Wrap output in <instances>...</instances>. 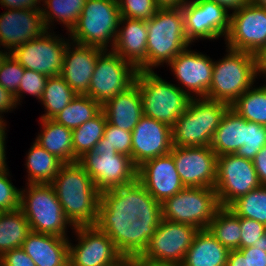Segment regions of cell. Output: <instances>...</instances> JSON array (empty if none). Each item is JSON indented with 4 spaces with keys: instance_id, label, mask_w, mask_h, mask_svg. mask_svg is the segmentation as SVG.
<instances>
[{
    "instance_id": "f35d334b",
    "label": "cell",
    "mask_w": 266,
    "mask_h": 266,
    "mask_svg": "<svg viewBox=\"0 0 266 266\" xmlns=\"http://www.w3.org/2000/svg\"><path fill=\"white\" fill-rule=\"evenodd\" d=\"M47 80L48 77L44 74L24 68V74L19 84L18 91L14 95L18 107L22 106L26 96H32L39 102L42 98Z\"/></svg>"
},
{
    "instance_id": "7bdbcfd3",
    "label": "cell",
    "mask_w": 266,
    "mask_h": 266,
    "mask_svg": "<svg viewBox=\"0 0 266 266\" xmlns=\"http://www.w3.org/2000/svg\"><path fill=\"white\" fill-rule=\"evenodd\" d=\"M101 144H108L117 153L125 154L132 160V132L122 130L107 122L104 135L99 141Z\"/></svg>"
},
{
    "instance_id": "3957f363",
    "label": "cell",
    "mask_w": 266,
    "mask_h": 266,
    "mask_svg": "<svg viewBox=\"0 0 266 266\" xmlns=\"http://www.w3.org/2000/svg\"><path fill=\"white\" fill-rule=\"evenodd\" d=\"M225 53L214 58L212 80L207 99L231 104L256 81L262 79L258 72L257 55L224 46Z\"/></svg>"
},
{
    "instance_id": "8992f818",
    "label": "cell",
    "mask_w": 266,
    "mask_h": 266,
    "mask_svg": "<svg viewBox=\"0 0 266 266\" xmlns=\"http://www.w3.org/2000/svg\"><path fill=\"white\" fill-rule=\"evenodd\" d=\"M157 70H139L135 83L141 93L143 115L173 126L192 99Z\"/></svg>"
},
{
    "instance_id": "cb8c5ba5",
    "label": "cell",
    "mask_w": 266,
    "mask_h": 266,
    "mask_svg": "<svg viewBox=\"0 0 266 266\" xmlns=\"http://www.w3.org/2000/svg\"><path fill=\"white\" fill-rule=\"evenodd\" d=\"M147 35L146 21L121 17L112 50L138 71L147 70Z\"/></svg>"
},
{
    "instance_id": "7c38bea8",
    "label": "cell",
    "mask_w": 266,
    "mask_h": 266,
    "mask_svg": "<svg viewBox=\"0 0 266 266\" xmlns=\"http://www.w3.org/2000/svg\"><path fill=\"white\" fill-rule=\"evenodd\" d=\"M181 10L185 35L191 45L200 41H221L227 37L231 14L219 4L208 0H188Z\"/></svg>"
},
{
    "instance_id": "f546056e",
    "label": "cell",
    "mask_w": 266,
    "mask_h": 266,
    "mask_svg": "<svg viewBox=\"0 0 266 266\" xmlns=\"http://www.w3.org/2000/svg\"><path fill=\"white\" fill-rule=\"evenodd\" d=\"M25 154V184H50L64 164L35 141Z\"/></svg>"
},
{
    "instance_id": "484cf974",
    "label": "cell",
    "mask_w": 266,
    "mask_h": 266,
    "mask_svg": "<svg viewBox=\"0 0 266 266\" xmlns=\"http://www.w3.org/2000/svg\"><path fill=\"white\" fill-rule=\"evenodd\" d=\"M107 122L122 130L132 132L143 116L141 93L134 83L102 105Z\"/></svg>"
},
{
    "instance_id": "7402d4cb",
    "label": "cell",
    "mask_w": 266,
    "mask_h": 266,
    "mask_svg": "<svg viewBox=\"0 0 266 266\" xmlns=\"http://www.w3.org/2000/svg\"><path fill=\"white\" fill-rule=\"evenodd\" d=\"M45 31L41 10L5 9L0 13V46L9 53Z\"/></svg>"
},
{
    "instance_id": "9f6ffc18",
    "label": "cell",
    "mask_w": 266,
    "mask_h": 266,
    "mask_svg": "<svg viewBox=\"0 0 266 266\" xmlns=\"http://www.w3.org/2000/svg\"><path fill=\"white\" fill-rule=\"evenodd\" d=\"M160 8H181L188 0H155Z\"/></svg>"
},
{
    "instance_id": "30bf717a",
    "label": "cell",
    "mask_w": 266,
    "mask_h": 266,
    "mask_svg": "<svg viewBox=\"0 0 266 266\" xmlns=\"http://www.w3.org/2000/svg\"><path fill=\"white\" fill-rule=\"evenodd\" d=\"M78 163L100 192L133 183L137 179V167L131 157L117 153L108 144L98 142L92 151L78 159Z\"/></svg>"
},
{
    "instance_id": "c3c4849f",
    "label": "cell",
    "mask_w": 266,
    "mask_h": 266,
    "mask_svg": "<svg viewBox=\"0 0 266 266\" xmlns=\"http://www.w3.org/2000/svg\"><path fill=\"white\" fill-rule=\"evenodd\" d=\"M247 257L248 266H266V251L261 247H247L239 249Z\"/></svg>"
},
{
    "instance_id": "44dd1931",
    "label": "cell",
    "mask_w": 266,
    "mask_h": 266,
    "mask_svg": "<svg viewBox=\"0 0 266 266\" xmlns=\"http://www.w3.org/2000/svg\"><path fill=\"white\" fill-rule=\"evenodd\" d=\"M137 180L161 204L185 188L171 153L149 159L138 166Z\"/></svg>"
},
{
    "instance_id": "ab89813d",
    "label": "cell",
    "mask_w": 266,
    "mask_h": 266,
    "mask_svg": "<svg viewBox=\"0 0 266 266\" xmlns=\"http://www.w3.org/2000/svg\"><path fill=\"white\" fill-rule=\"evenodd\" d=\"M266 145V125L246 120V143L235 153L237 156L253 160Z\"/></svg>"
},
{
    "instance_id": "11a10c76",
    "label": "cell",
    "mask_w": 266,
    "mask_h": 266,
    "mask_svg": "<svg viewBox=\"0 0 266 266\" xmlns=\"http://www.w3.org/2000/svg\"><path fill=\"white\" fill-rule=\"evenodd\" d=\"M257 66L260 77L266 78V46L257 55Z\"/></svg>"
},
{
    "instance_id": "1f68e13d",
    "label": "cell",
    "mask_w": 266,
    "mask_h": 266,
    "mask_svg": "<svg viewBox=\"0 0 266 266\" xmlns=\"http://www.w3.org/2000/svg\"><path fill=\"white\" fill-rule=\"evenodd\" d=\"M30 232V224L20 208L0 212V256L20 248Z\"/></svg>"
},
{
    "instance_id": "e0dca14e",
    "label": "cell",
    "mask_w": 266,
    "mask_h": 266,
    "mask_svg": "<svg viewBox=\"0 0 266 266\" xmlns=\"http://www.w3.org/2000/svg\"><path fill=\"white\" fill-rule=\"evenodd\" d=\"M71 237L69 266H107L123 256L108 235L96 226L75 227Z\"/></svg>"
},
{
    "instance_id": "d4e9b609",
    "label": "cell",
    "mask_w": 266,
    "mask_h": 266,
    "mask_svg": "<svg viewBox=\"0 0 266 266\" xmlns=\"http://www.w3.org/2000/svg\"><path fill=\"white\" fill-rule=\"evenodd\" d=\"M21 248L36 266H69V238L31 231Z\"/></svg>"
},
{
    "instance_id": "e575fe53",
    "label": "cell",
    "mask_w": 266,
    "mask_h": 266,
    "mask_svg": "<svg viewBox=\"0 0 266 266\" xmlns=\"http://www.w3.org/2000/svg\"><path fill=\"white\" fill-rule=\"evenodd\" d=\"M207 230L229 251L240 249V217L228 207H221L216 212Z\"/></svg>"
},
{
    "instance_id": "f6af8a7d",
    "label": "cell",
    "mask_w": 266,
    "mask_h": 266,
    "mask_svg": "<svg viewBox=\"0 0 266 266\" xmlns=\"http://www.w3.org/2000/svg\"><path fill=\"white\" fill-rule=\"evenodd\" d=\"M241 240L240 249L252 247L254 242L266 233V225L248 218H240Z\"/></svg>"
},
{
    "instance_id": "bcb514c9",
    "label": "cell",
    "mask_w": 266,
    "mask_h": 266,
    "mask_svg": "<svg viewBox=\"0 0 266 266\" xmlns=\"http://www.w3.org/2000/svg\"><path fill=\"white\" fill-rule=\"evenodd\" d=\"M0 263L2 266H36L21 247L4 252L0 256Z\"/></svg>"
},
{
    "instance_id": "7a4b0ae2",
    "label": "cell",
    "mask_w": 266,
    "mask_h": 266,
    "mask_svg": "<svg viewBox=\"0 0 266 266\" xmlns=\"http://www.w3.org/2000/svg\"><path fill=\"white\" fill-rule=\"evenodd\" d=\"M50 184L74 227L95 226L100 191L78 162L64 163Z\"/></svg>"
},
{
    "instance_id": "6da1fadb",
    "label": "cell",
    "mask_w": 266,
    "mask_h": 266,
    "mask_svg": "<svg viewBox=\"0 0 266 266\" xmlns=\"http://www.w3.org/2000/svg\"><path fill=\"white\" fill-rule=\"evenodd\" d=\"M162 219L161 203L136 179L100 192L95 226L123 256L139 257Z\"/></svg>"
},
{
    "instance_id": "52a82bcc",
    "label": "cell",
    "mask_w": 266,
    "mask_h": 266,
    "mask_svg": "<svg viewBox=\"0 0 266 266\" xmlns=\"http://www.w3.org/2000/svg\"><path fill=\"white\" fill-rule=\"evenodd\" d=\"M229 107L221 101L192 98L188 108L172 126L173 146H210L214 132Z\"/></svg>"
},
{
    "instance_id": "8fae6325",
    "label": "cell",
    "mask_w": 266,
    "mask_h": 266,
    "mask_svg": "<svg viewBox=\"0 0 266 266\" xmlns=\"http://www.w3.org/2000/svg\"><path fill=\"white\" fill-rule=\"evenodd\" d=\"M46 30L41 36L14 48L10 54L25 69L47 77L58 76L62 71L67 44L71 41L65 32ZM67 36V37H65Z\"/></svg>"
},
{
    "instance_id": "60d3db41",
    "label": "cell",
    "mask_w": 266,
    "mask_h": 266,
    "mask_svg": "<svg viewBox=\"0 0 266 266\" xmlns=\"http://www.w3.org/2000/svg\"><path fill=\"white\" fill-rule=\"evenodd\" d=\"M9 168H0V212L12 211L20 208L21 187H16Z\"/></svg>"
},
{
    "instance_id": "d6986e66",
    "label": "cell",
    "mask_w": 266,
    "mask_h": 266,
    "mask_svg": "<svg viewBox=\"0 0 266 266\" xmlns=\"http://www.w3.org/2000/svg\"><path fill=\"white\" fill-rule=\"evenodd\" d=\"M170 153L185 187L214 188L218 156L211 146H172Z\"/></svg>"
},
{
    "instance_id": "6f0895ef",
    "label": "cell",
    "mask_w": 266,
    "mask_h": 266,
    "mask_svg": "<svg viewBox=\"0 0 266 266\" xmlns=\"http://www.w3.org/2000/svg\"><path fill=\"white\" fill-rule=\"evenodd\" d=\"M107 266H137V257L122 256L117 261Z\"/></svg>"
},
{
    "instance_id": "ac0fdd59",
    "label": "cell",
    "mask_w": 266,
    "mask_h": 266,
    "mask_svg": "<svg viewBox=\"0 0 266 266\" xmlns=\"http://www.w3.org/2000/svg\"><path fill=\"white\" fill-rule=\"evenodd\" d=\"M224 41L230 49L258 55L266 46V9L250 3L231 13Z\"/></svg>"
},
{
    "instance_id": "4dcf8cb0",
    "label": "cell",
    "mask_w": 266,
    "mask_h": 266,
    "mask_svg": "<svg viewBox=\"0 0 266 266\" xmlns=\"http://www.w3.org/2000/svg\"><path fill=\"white\" fill-rule=\"evenodd\" d=\"M85 2L86 0H42L41 13L46 30L54 31L59 24L69 34L77 24Z\"/></svg>"
},
{
    "instance_id": "b9f144b4",
    "label": "cell",
    "mask_w": 266,
    "mask_h": 266,
    "mask_svg": "<svg viewBox=\"0 0 266 266\" xmlns=\"http://www.w3.org/2000/svg\"><path fill=\"white\" fill-rule=\"evenodd\" d=\"M121 17L148 21L160 9L155 0H117Z\"/></svg>"
},
{
    "instance_id": "db71d44e",
    "label": "cell",
    "mask_w": 266,
    "mask_h": 266,
    "mask_svg": "<svg viewBox=\"0 0 266 266\" xmlns=\"http://www.w3.org/2000/svg\"><path fill=\"white\" fill-rule=\"evenodd\" d=\"M226 266H248L247 257L239 249L230 250Z\"/></svg>"
},
{
    "instance_id": "277c9868",
    "label": "cell",
    "mask_w": 266,
    "mask_h": 266,
    "mask_svg": "<svg viewBox=\"0 0 266 266\" xmlns=\"http://www.w3.org/2000/svg\"><path fill=\"white\" fill-rule=\"evenodd\" d=\"M146 26L147 70L167 66L191 45L185 35L181 8H160Z\"/></svg>"
},
{
    "instance_id": "9a60e30c",
    "label": "cell",
    "mask_w": 266,
    "mask_h": 266,
    "mask_svg": "<svg viewBox=\"0 0 266 266\" xmlns=\"http://www.w3.org/2000/svg\"><path fill=\"white\" fill-rule=\"evenodd\" d=\"M260 186L252 160L236 154L217 157L214 189L221 207H229L239 197Z\"/></svg>"
},
{
    "instance_id": "74e56055",
    "label": "cell",
    "mask_w": 266,
    "mask_h": 266,
    "mask_svg": "<svg viewBox=\"0 0 266 266\" xmlns=\"http://www.w3.org/2000/svg\"><path fill=\"white\" fill-rule=\"evenodd\" d=\"M238 217L266 225V185H261L239 197L229 207Z\"/></svg>"
},
{
    "instance_id": "8d00e7d4",
    "label": "cell",
    "mask_w": 266,
    "mask_h": 266,
    "mask_svg": "<svg viewBox=\"0 0 266 266\" xmlns=\"http://www.w3.org/2000/svg\"><path fill=\"white\" fill-rule=\"evenodd\" d=\"M106 124V115L101 110L95 117L72 130L75 162H78V159L85 153L93 150L94 146L103 137Z\"/></svg>"
},
{
    "instance_id": "91938a15",
    "label": "cell",
    "mask_w": 266,
    "mask_h": 266,
    "mask_svg": "<svg viewBox=\"0 0 266 266\" xmlns=\"http://www.w3.org/2000/svg\"><path fill=\"white\" fill-rule=\"evenodd\" d=\"M253 247H261L266 251V233L259 238V241L254 242Z\"/></svg>"
},
{
    "instance_id": "5bb4252c",
    "label": "cell",
    "mask_w": 266,
    "mask_h": 266,
    "mask_svg": "<svg viewBox=\"0 0 266 266\" xmlns=\"http://www.w3.org/2000/svg\"><path fill=\"white\" fill-rule=\"evenodd\" d=\"M199 229L161 219L145 251L138 257L158 264L180 265Z\"/></svg>"
},
{
    "instance_id": "680465c9",
    "label": "cell",
    "mask_w": 266,
    "mask_h": 266,
    "mask_svg": "<svg viewBox=\"0 0 266 266\" xmlns=\"http://www.w3.org/2000/svg\"><path fill=\"white\" fill-rule=\"evenodd\" d=\"M137 266H180V265L158 264V263H153V262H149V261H143L141 259H138V257H137Z\"/></svg>"
},
{
    "instance_id": "7dc6e473",
    "label": "cell",
    "mask_w": 266,
    "mask_h": 266,
    "mask_svg": "<svg viewBox=\"0 0 266 266\" xmlns=\"http://www.w3.org/2000/svg\"><path fill=\"white\" fill-rule=\"evenodd\" d=\"M17 109L20 108L16 103L14 95L0 85V121L9 123L5 117L6 114L14 113Z\"/></svg>"
},
{
    "instance_id": "9c48e42d",
    "label": "cell",
    "mask_w": 266,
    "mask_h": 266,
    "mask_svg": "<svg viewBox=\"0 0 266 266\" xmlns=\"http://www.w3.org/2000/svg\"><path fill=\"white\" fill-rule=\"evenodd\" d=\"M221 208L217 193L210 187H185L161 204L162 219L207 229Z\"/></svg>"
},
{
    "instance_id": "ffe728a7",
    "label": "cell",
    "mask_w": 266,
    "mask_h": 266,
    "mask_svg": "<svg viewBox=\"0 0 266 266\" xmlns=\"http://www.w3.org/2000/svg\"><path fill=\"white\" fill-rule=\"evenodd\" d=\"M172 146V127L143 115L132 131V162L138 167L170 153Z\"/></svg>"
},
{
    "instance_id": "6125c7cd",
    "label": "cell",
    "mask_w": 266,
    "mask_h": 266,
    "mask_svg": "<svg viewBox=\"0 0 266 266\" xmlns=\"http://www.w3.org/2000/svg\"><path fill=\"white\" fill-rule=\"evenodd\" d=\"M9 54V52L4 49L3 47L0 46V66L3 62V60L7 57V55Z\"/></svg>"
},
{
    "instance_id": "ee69618b",
    "label": "cell",
    "mask_w": 266,
    "mask_h": 266,
    "mask_svg": "<svg viewBox=\"0 0 266 266\" xmlns=\"http://www.w3.org/2000/svg\"><path fill=\"white\" fill-rule=\"evenodd\" d=\"M24 74V68L9 53L0 66V85L15 95Z\"/></svg>"
},
{
    "instance_id": "5b68a950",
    "label": "cell",
    "mask_w": 266,
    "mask_h": 266,
    "mask_svg": "<svg viewBox=\"0 0 266 266\" xmlns=\"http://www.w3.org/2000/svg\"><path fill=\"white\" fill-rule=\"evenodd\" d=\"M21 187L20 209L31 231L69 238L75 227L65 216L53 186L42 183Z\"/></svg>"
},
{
    "instance_id": "ba28073f",
    "label": "cell",
    "mask_w": 266,
    "mask_h": 266,
    "mask_svg": "<svg viewBox=\"0 0 266 266\" xmlns=\"http://www.w3.org/2000/svg\"><path fill=\"white\" fill-rule=\"evenodd\" d=\"M120 18L117 0H86L69 38L77 44L112 50Z\"/></svg>"
},
{
    "instance_id": "d590c367",
    "label": "cell",
    "mask_w": 266,
    "mask_h": 266,
    "mask_svg": "<svg viewBox=\"0 0 266 266\" xmlns=\"http://www.w3.org/2000/svg\"><path fill=\"white\" fill-rule=\"evenodd\" d=\"M102 106L87 95H77L63 110L52 119L71 130L95 117Z\"/></svg>"
},
{
    "instance_id": "816d5d0a",
    "label": "cell",
    "mask_w": 266,
    "mask_h": 266,
    "mask_svg": "<svg viewBox=\"0 0 266 266\" xmlns=\"http://www.w3.org/2000/svg\"><path fill=\"white\" fill-rule=\"evenodd\" d=\"M252 161L261 185H266V145Z\"/></svg>"
},
{
    "instance_id": "2e32d148",
    "label": "cell",
    "mask_w": 266,
    "mask_h": 266,
    "mask_svg": "<svg viewBox=\"0 0 266 266\" xmlns=\"http://www.w3.org/2000/svg\"><path fill=\"white\" fill-rule=\"evenodd\" d=\"M193 46L184 49L164 69H169L175 80L172 82H176V85L191 98L207 99L214 59L197 48L191 49Z\"/></svg>"
},
{
    "instance_id": "681fc988",
    "label": "cell",
    "mask_w": 266,
    "mask_h": 266,
    "mask_svg": "<svg viewBox=\"0 0 266 266\" xmlns=\"http://www.w3.org/2000/svg\"><path fill=\"white\" fill-rule=\"evenodd\" d=\"M4 9H34L41 10L42 0H0Z\"/></svg>"
},
{
    "instance_id": "4316f807",
    "label": "cell",
    "mask_w": 266,
    "mask_h": 266,
    "mask_svg": "<svg viewBox=\"0 0 266 266\" xmlns=\"http://www.w3.org/2000/svg\"><path fill=\"white\" fill-rule=\"evenodd\" d=\"M38 119L40 129L38 133L36 132L34 141L63 163L75 162L72 130L56 123L53 119Z\"/></svg>"
},
{
    "instance_id": "f1b7e54d",
    "label": "cell",
    "mask_w": 266,
    "mask_h": 266,
    "mask_svg": "<svg viewBox=\"0 0 266 266\" xmlns=\"http://www.w3.org/2000/svg\"><path fill=\"white\" fill-rule=\"evenodd\" d=\"M245 143L246 119L229 107L214 132L210 146L220 156L235 154Z\"/></svg>"
},
{
    "instance_id": "603a6c76",
    "label": "cell",
    "mask_w": 266,
    "mask_h": 266,
    "mask_svg": "<svg viewBox=\"0 0 266 266\" xmlns=\"http://www.w3.org/2000/svg\"><path fill=\"white\" fill-rule=\"evenodd\" d=\"M103 51L70 41L65 49L60 76L77 95L88 93L98 55Z\"/></svg>"
},
{
    "instance_id": "83f0119b",
    "label": "cell",
    "mask_w": 266,
    "mask_h": 266,
    "mask_svg": "<svg viewBox=\"0 0 266 266\" xmlns=\"http://www.w3.org/2000/svg\"><path fill=\"white\" fill-rule=\"evenodd\" d=\"M229 250L207 229L199 230L180 266H226Z\"/></svg>"
},
{
    "instance_id": "f907efd6",
    "label": "cell",
    "mask_w": 266,
    "mask_h": 266,
    "mask_svg": "<svg viewBox=\"0 0 266 266\" xmlns=\"http://www.w3.org/2000/svg\"><path fill=\"white\" fill-rule=\"evenodd\" d=\"M9 124L0 122V168H9L8 166V156H7V143H8V132ZM7 140V142H6Z\"/></svg>"
},
{
    "instance_id": "4fadbf2b",
    "label": "cell",
    "mask_w": 266,
    "mask_h": 266,
    "mask_svg": "<svg viewBox=\"0 0 266 266\" xmlns=\"http://www.w3.org/2000/svg\"><path fill=\"white\" fill-rule=\"evenodd\" d=\"M138 70L113 50H103L97 57L87 96L101 106L135 83Z\"/></svg>"
},
{
    "instance_id": "d6a6232c",
    "label": "cell",
    "mask_w": 266,
    "mask_h": 266,
    "mask_svg": "<svg viewBox=\"0 0 266 266\" xmlns=\"http://www.w3.org/2000/svg\"><path fill=\"white\" fill-rule=\"evenodd\" d=\"M262 79L263 83L256 81L230 107L247 121L266 125V78Z\"/></svg>"
},
{
    "instance_id": "f5cc1de1",
    "label": "cell",
    "mask_w": 266,
    "mask_h": 266,
    "mask_svg": "<svg viewBox=\"0 0 266 266\" xmlns=\"http://www.w3.org/2000/svg\"><path fill=\"white\" fill-rule=\"evenodd\" d=\"M219 4L230 14L251 3V0H208Z\"/></svg>"
},
{
    "instance_id": "94428289",
    "label": "cell",
    "mask_w": 266,
    "mask_h": 266,
    "mask_svg": "<svg viewBox=\"0 0 266 266\" xmlns=\"http://www.w3.org/2000/svg\"><path fill=\"white\" fill-rule=\"evenodd\" d=\"M251 4L266 9V0H251Z\"/></svg>"
},
{
    "instance_id": "836d02e7",
    "label": "cell",
    "mask_w": 266,
    "mask_h": 266,
    "mask_svg": "<svg viewBox=\"0 0 266 266\" xmlns=\"http://www.w3.org/2000/svg\"><path fill=\"white\" fill-rule=\"evenodd\" d=\"M77 94L60 76L48 77L42 98L40 99V106L44 109L39 118L52 119L61 110H63Z\"/></svg>"
}]
</instances>
